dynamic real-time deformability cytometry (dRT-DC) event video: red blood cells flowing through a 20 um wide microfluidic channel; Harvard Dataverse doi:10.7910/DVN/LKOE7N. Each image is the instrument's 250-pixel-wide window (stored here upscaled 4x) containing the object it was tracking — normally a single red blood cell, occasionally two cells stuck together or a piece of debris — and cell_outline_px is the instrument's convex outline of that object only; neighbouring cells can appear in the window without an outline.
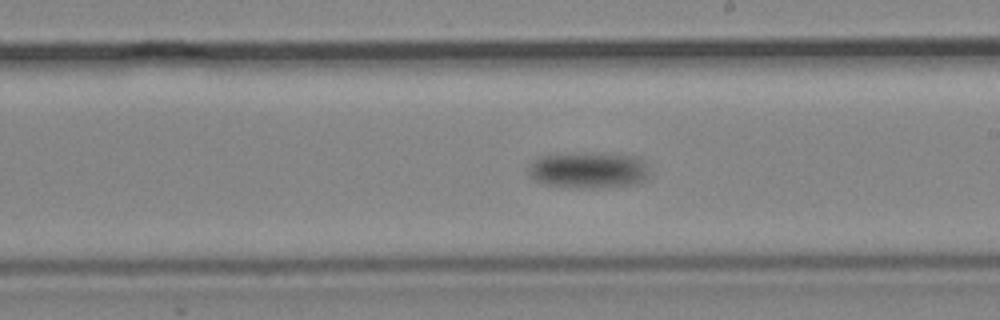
{"species": "common noctule bat (a hibernating species)", "species_latin": "Nyctalus noctula", "temperature_condition": "cold", "stored_images_in_passage": 16, "camera_frame_rate_fps": 3000, "um_per_image_px": 0.085, "animal": {"sex": "male", "body_mass_g": 19.2, "forearm_length_mm": 51.8}, "frame": {"image": 1, "passage_image": 16, "time_ms": 19.0, "image_size_px": [1000, 320], "cell_outline_px": [[648, 176], [644, 180], [636, 184], [584, 188], [576, 188], [544, 184], [532, 180], [528, 172], [528, 168], [540, 156], [584, 152], [636, 156], [644, 160], [648, 168]], "centroid_in_image_um": [50.02, 14.46], "position_along_channel_um": 239.0, "area_um2": 25.55}}